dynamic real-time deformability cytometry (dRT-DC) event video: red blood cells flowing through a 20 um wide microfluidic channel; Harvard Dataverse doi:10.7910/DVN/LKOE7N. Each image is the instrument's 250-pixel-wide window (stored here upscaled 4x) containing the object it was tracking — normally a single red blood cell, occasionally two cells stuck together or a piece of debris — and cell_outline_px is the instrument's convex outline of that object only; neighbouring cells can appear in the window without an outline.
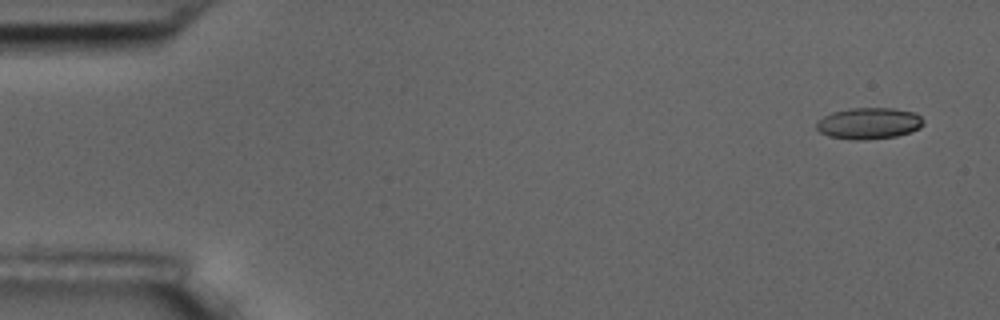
{"species": "common noctule bat (a hibernating species)", "species_latin": "Nyctalus noctula", "temperature_condition": "room temperature", "stored_images_in_passage": 5, "camera_frame_rate_fps": 3000, "um_per_image_px": 0.085, "animal": {"sex": "male", "body_mass_g": 17.5, "forearm_length_mm": 52.3}, "frame": {"image": 1, "passage_image": 1, "time_ms": 0.0, "image_size_px": [1000, 320], "cell_outline_px": [[924, 124], [920, 128], [896, 136], [864, 140], [852, 140], [828, 136], [820, 132], [816, 128], [816, 120], [832, 112], [848, 108], [892, 108], [916, 112], [924, 120]], "centroid_in_image_um": [73.84, 10.48], "position_along_channel_um": 11.2, "area_um2": 19.77}}
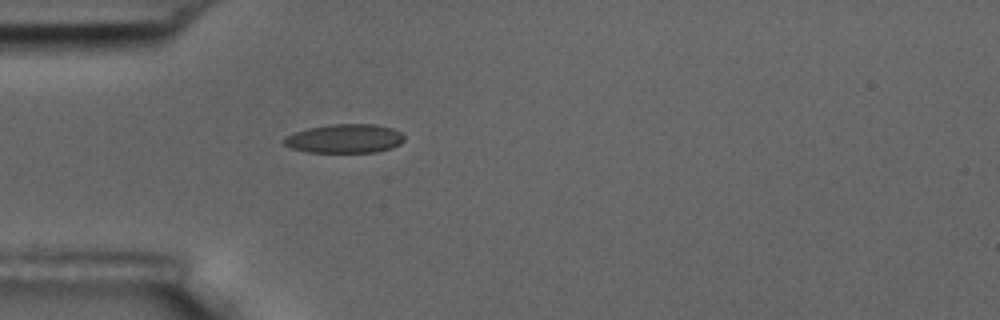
{"frame": {"image": 2, "passage_image": 5, "time_ms": 4.667, "image_size_px": [1000, 320], "cell_outline_px": [[404, 140], [400, 144], [392, 148], [376, 152], [308, 152], [292, 148], [284, 144], [284, 136], [308, 128], [332, 124], [376, 124], [392, 128], [400, 132], [404, 136]], "centroid_in_image_um": [29.32, 11.78], "position_along_channel_um": 55.7, "area_um2": 20.23}}